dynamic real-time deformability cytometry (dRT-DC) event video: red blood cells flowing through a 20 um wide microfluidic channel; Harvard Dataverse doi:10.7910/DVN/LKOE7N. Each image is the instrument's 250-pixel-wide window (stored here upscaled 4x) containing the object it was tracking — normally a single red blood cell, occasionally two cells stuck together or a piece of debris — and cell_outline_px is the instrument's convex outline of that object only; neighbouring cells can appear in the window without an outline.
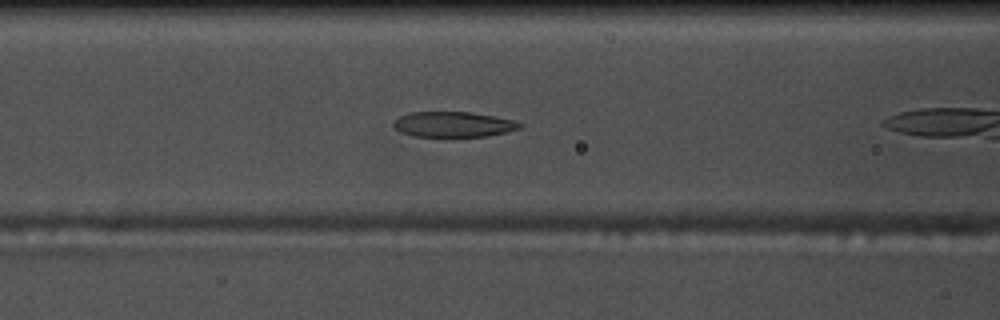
{"species": "common noctule bat (a hibernating species)", "species_latin": "Nyctalus noctula", "temperature_condition": "warm", "stored_images_in_passage": 13, "camera_frame_rate_fps": 3000, "um_per_image_px": 0.085, "animal": {"sex": "male", "body_mass_g": 17.5, "forearm_length_mm": 52.3}, "frame": {"image": 1, "passage_image": 8, "time_ms": 2.333, "image_size_px": [1000, 320], "cell_outline_px": [[524, 124], [520, 128], [508, 132], [488, 136], [444, 140], [412, 136], [400, 132], [392, 124], [400, 116], [408, 112], [468, 112], [492, 116], [512, 120]], "centroid_in_image_um": [38.5, 10.63], "position_along_channel_um": 128.1, "area_um2": 19.59}}
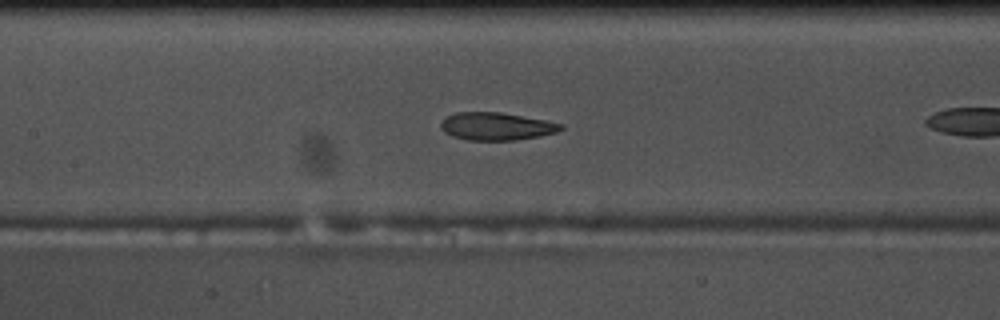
{"frame": {"image": 2, "passage_image": 11, "time_ms": 3.333, "image_size_px": [1000, 320], "cell_outline_px": [[564, 128], [556, 132], [540, 136], [516, 140], [468, 140], [452, 136], [444, 132], [440, 128], [440, 120], [456, 112], [500, 112], [544, 120], [564, 124]], "centroid_in_image_um": [42.17, 10.74], "position_along_channel_um": 165.2, "area_um2": 19.42}}